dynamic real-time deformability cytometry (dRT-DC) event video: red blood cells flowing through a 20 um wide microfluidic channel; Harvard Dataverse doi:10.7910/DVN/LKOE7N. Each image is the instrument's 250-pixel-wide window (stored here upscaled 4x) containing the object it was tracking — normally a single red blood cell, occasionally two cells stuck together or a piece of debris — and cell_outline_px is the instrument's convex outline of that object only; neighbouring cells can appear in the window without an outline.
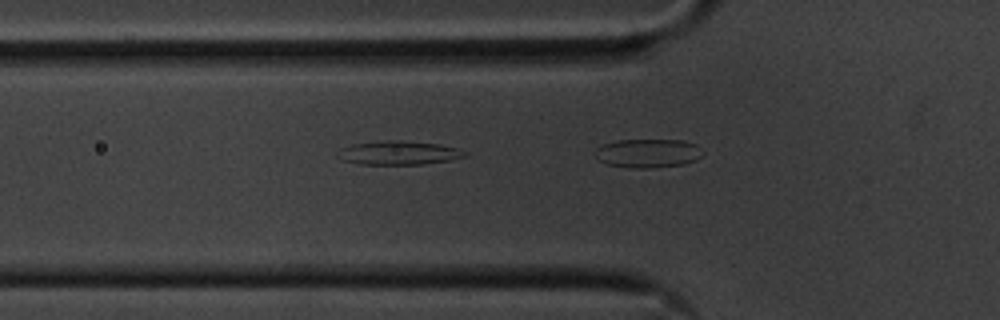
{"species": "common noctule bat (a hibernating species)", "species_latin": "Nyctalus noctula", "temperature_condition": "cold", "stored_images_in_passage": 18, "camera_frame_rate_fps": 3000, "um_per_image_px": 0.085, "animal": {"sex": "male", "body_mass_g": 20.1, "forearm_length_mm": 53.5}, "frame": {"image": 1, "passage_image": 18, "time_ms": 5.667, "image_size_px": [1000, 320], "cell_outline_px": [[704, 152], [696, 160], [684, 164], [652, 168], [632, 168], [604, 164], [592, 152], [596, 148], [604, 144], [616, 140], [684, 140], [696, 144]], "centroid_in_image_um": [55.06, 13.02], "position_along_channel_um": 70.7, "area_um2": 18.26}}